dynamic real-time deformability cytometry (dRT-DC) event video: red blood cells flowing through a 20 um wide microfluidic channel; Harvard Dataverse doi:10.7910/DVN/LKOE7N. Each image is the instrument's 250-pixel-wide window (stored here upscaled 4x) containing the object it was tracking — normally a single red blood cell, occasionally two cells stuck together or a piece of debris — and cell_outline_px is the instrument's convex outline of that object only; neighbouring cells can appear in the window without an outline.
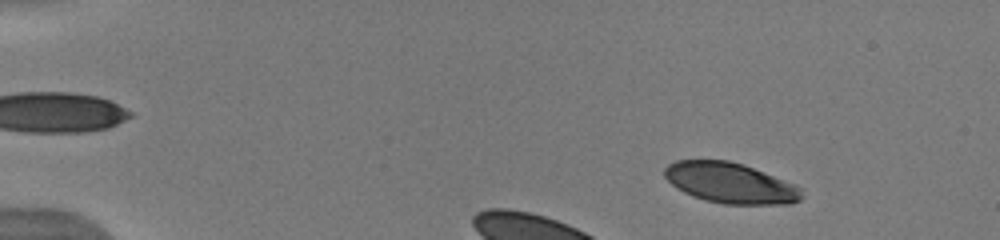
{"species": "human", "species_latin": "Homo sapiens", "temperature_condition": "warm", "stored_images_in_passage": 16, "camera_frame_rate_fps": 3000, "um_per_image_px": 0.085, "donor": {"sex": "male"}, "frame": {"image": 1, "passage_image": 7, "time_ms": 2.0, "image_size_px": [1000, 240], "cell_outline_px": [[804, 196], [800, 200], [792, 204], [724, 204], [704, 200], [692, 196], [676, 188], [664, 176], [664, 168], [668, 164], [676, 160], [728, 160], [744, 164], [796, 184], [804, 188]], "centroid_in_image_um": [62.12, 15.55], "position_along_channel_um": 22.9, "area_um2": 32.83}}